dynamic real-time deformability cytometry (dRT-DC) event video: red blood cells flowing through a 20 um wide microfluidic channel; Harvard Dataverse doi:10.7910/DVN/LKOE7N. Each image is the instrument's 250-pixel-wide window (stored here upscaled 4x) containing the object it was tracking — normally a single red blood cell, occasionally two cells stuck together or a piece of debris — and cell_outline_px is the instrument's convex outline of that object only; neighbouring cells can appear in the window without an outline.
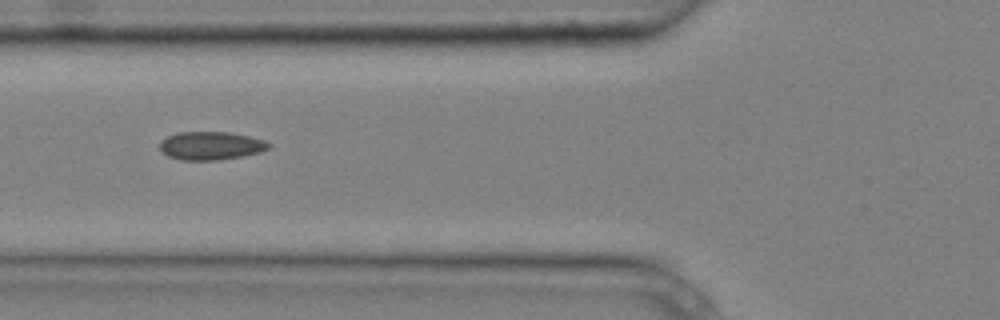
{"species": "common noctule bat (a hibernating species)", "species_latin": "Nyctalus noctula", "temperature_condition": "cold", "stored_images_in_passage": 8, "camera_frame_rate_fps": 3000, "um_per_image_px": 0.085, "animal": {"sex": "male", "body_mass_g": 20.4}, "frame": {"image": 1, "passage_image": 3, "time_ms": 0.667, "image_size_px": [1000, 320], "cell_outline_px": [[272, 148], [260, 152], [244, 156], [216, 160], [180, 160], [168, 156], [160, 148], [160, 140], [168, 136], [180, 132], [228, 132], [248, 136], [264, 140], [272, 144]], "centroid_in_image_um": [17.96, 12.39], "position_along_channel_um": 107.8, "area_um2": 17.98}}
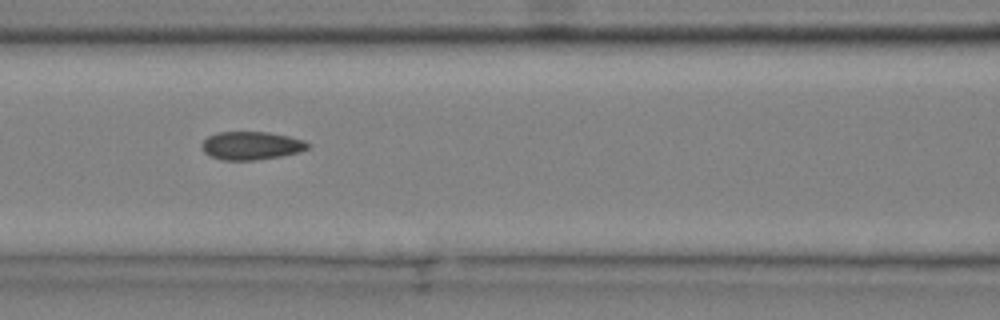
{"frame": {"image": 2, "passage_image": 4, "time_ms": 1.0, "image_size_px": [1000, 320], "cell_outline_px": [[312, 144], [308, 148], [300, 152], [280, 156], [256, 160], [224, 160], [212, 156], [204, 152], [200, 144], [208, 136], [216, 132], [268, 132], [288, 136], [304, 140]], "centroid_in_image_um": [21.37, 12.37], "position_along_channel_um": 145.2, "area_um2": 17.46}}